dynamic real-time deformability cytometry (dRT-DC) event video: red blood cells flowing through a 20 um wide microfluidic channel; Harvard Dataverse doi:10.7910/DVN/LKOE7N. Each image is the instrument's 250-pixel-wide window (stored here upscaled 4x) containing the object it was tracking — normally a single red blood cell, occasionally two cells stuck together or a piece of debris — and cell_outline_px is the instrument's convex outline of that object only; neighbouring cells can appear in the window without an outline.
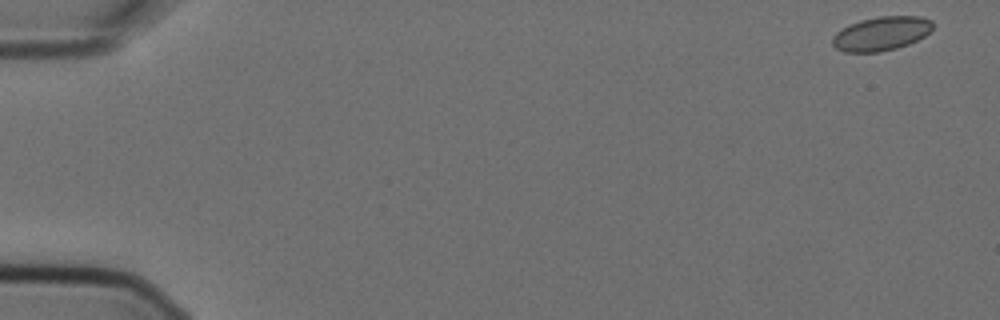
{"species": "Egyptian fruit bat (a non-hibernating species)", "species_latin": "Rousettus aegyptiacus", "temperature_condition": "cold", "stored_images_in_passage": 4, "camera_frame_rate_fps": 3000, "um_per_image_px": 0.085, "animal": {"sex": "female"}, "frame": {"image": 1, "passage_image": 1, "time_ms": 0.0, "image_size_px": [1000, 320], "cell_outline_px": [[932, 28], [924, 36], [908, 44], [896, 48], [880, 52], [844, 52], [836, 48], [832, 44], [832, 36], [836, 32], [860, 20], [880, 16], [920, 16], [932, 20]], "centroid_in_image_um": [74.9, 2.86], "position_along_channel_um": 10.1, "area_um2": 19.71}}